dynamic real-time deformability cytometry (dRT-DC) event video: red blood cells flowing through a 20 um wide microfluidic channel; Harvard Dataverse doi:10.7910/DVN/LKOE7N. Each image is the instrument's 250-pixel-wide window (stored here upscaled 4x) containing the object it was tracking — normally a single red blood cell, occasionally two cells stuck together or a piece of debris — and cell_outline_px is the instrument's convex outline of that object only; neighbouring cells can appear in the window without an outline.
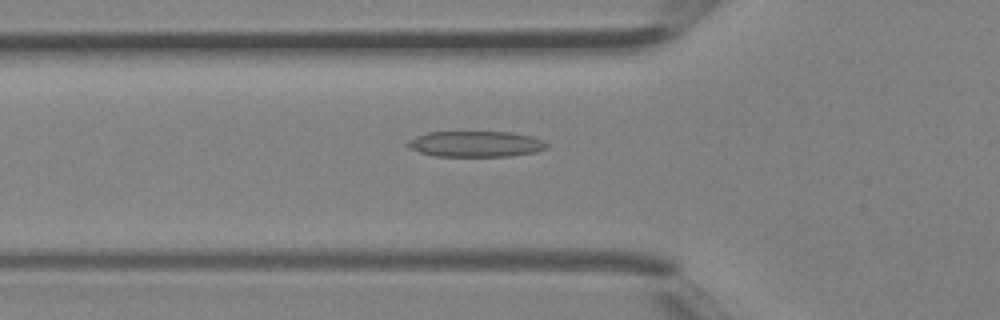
{"species": "Egyptian fruit bat (a non-hibernating species)", "species_latin": "Rousettus aegyptiacus", "temperature_condition": "room temperature", "stored_images_in_passage": 3, "camera_frame_rate_fps": 3000, "um_per_image_px": 0.085, "animal": {"sex": "female"}, "frame": {"image": 1, "passage_image": 3, "time_ms": 0.667, "image_size_px": [1000, 320], "cell_outline_px": [[548, 148], [536, 152], [512, 156], [436, 156], [420, 152], [404, 144], [416, 136], [428, 132], [508, 132], [532, 136], [544, 140], [548, 144]], "centroid_in_image_um": [40.48, 12.24], "position_along_channel_um": 85.3, "area_um2": 20.92}}